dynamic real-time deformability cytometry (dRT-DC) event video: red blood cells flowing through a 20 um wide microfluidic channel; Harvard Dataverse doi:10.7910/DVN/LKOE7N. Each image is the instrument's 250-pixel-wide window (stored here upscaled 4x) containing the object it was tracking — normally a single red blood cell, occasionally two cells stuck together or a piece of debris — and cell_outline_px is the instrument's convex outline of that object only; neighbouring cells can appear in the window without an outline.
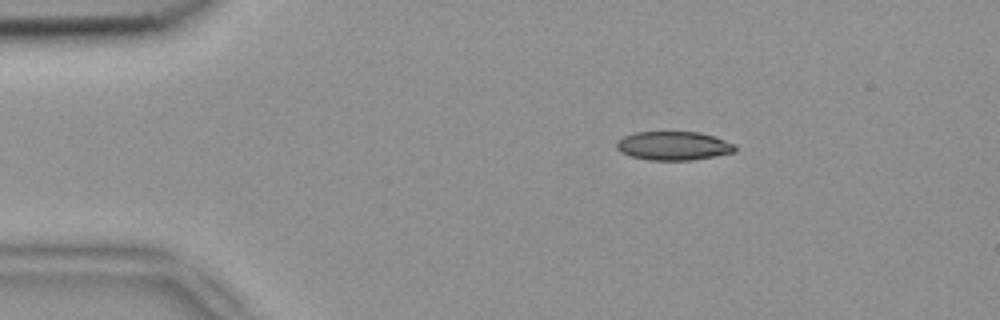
{"species": "common noctule bat (a hibernating species)", "species_latin": "Nyctalus noctula", "temperature_condition": "room temperature", "stored_images_in_passage": 3, "camera_frame_rate_fps": 3000, "um_per_image_px": 0.085, "animal": {"sex": "female", "body_mass_g": 18.4}, "frame": {"image": 1, "passage_image": 1, "time_ms": 0.0, "image_size_px": [1000, 320], "cell_outline_px": [[736, 152], [692, 160], [648, 160], [632, 156], [620, 152], [616, 148], [616, 144], [624, 136], [636, 132], [700, 132], [736, 144]], "centroid_in_image_um": [57.26, 12.4], "position_along_channel_um": 27.7, "area_um2": 19.77}}
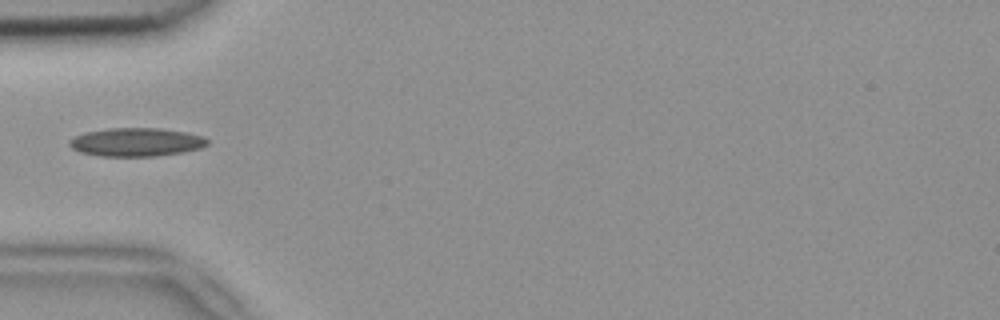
{"frame": {"image": 2, "passage_image": 3, "time_ms": 0.667, "image_size_px": [1000, 320], "cell_outline_px": [[208, 144], [200, 148], [180, 152], [156, 156], [100, 156], [80, 152], [72, 148], [68, 144], [68, 140], [84, 132], [108, 128], [160, 128], [184, 132], [204, 136], [208, 140]], "centroid_in_image_um": [11.55, 12.07], "position_along_channel_um": 73.4, "area_um2": 22.83}}